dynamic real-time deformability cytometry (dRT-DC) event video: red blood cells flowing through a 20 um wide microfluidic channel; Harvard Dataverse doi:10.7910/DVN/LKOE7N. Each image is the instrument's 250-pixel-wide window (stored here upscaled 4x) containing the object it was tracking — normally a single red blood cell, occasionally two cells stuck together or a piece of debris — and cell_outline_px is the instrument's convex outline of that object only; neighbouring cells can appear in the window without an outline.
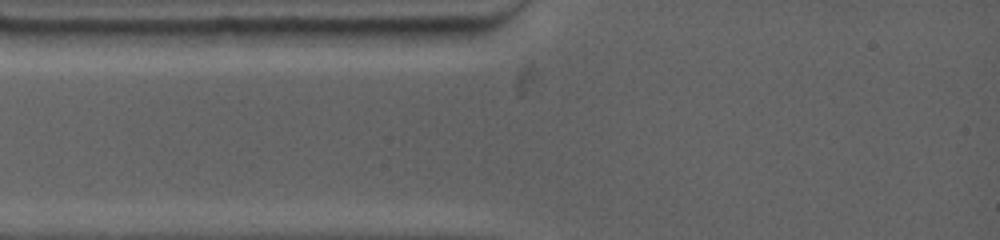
{"species": "common noctule bat (a hibernating species)", "species_latin": "Nyctalus noctula", "temperature_condition": "warm", "stored_images_in_passage": 4, "segment_of_instrument_passage": [2, 2], "camera_frame_rate_fps": 4500, "um_per_image_px": 0.085, "animal": {"sex": "female", "body_mass_g": 19.0, "forearm_length_mm": 53.3}, "frame": {"image": 1, "passage_image": 2, "time_ms": 0.667, "image_size_px": [1000, 240], "cell_outline_px": [[352, 28], [332, 44], [264, 44], [248, 32], [260, 28]], "centroid_in_image_um": [25.4, 3.02], "position_along_channel_um": 59.6, "area_um2": 10.0}}